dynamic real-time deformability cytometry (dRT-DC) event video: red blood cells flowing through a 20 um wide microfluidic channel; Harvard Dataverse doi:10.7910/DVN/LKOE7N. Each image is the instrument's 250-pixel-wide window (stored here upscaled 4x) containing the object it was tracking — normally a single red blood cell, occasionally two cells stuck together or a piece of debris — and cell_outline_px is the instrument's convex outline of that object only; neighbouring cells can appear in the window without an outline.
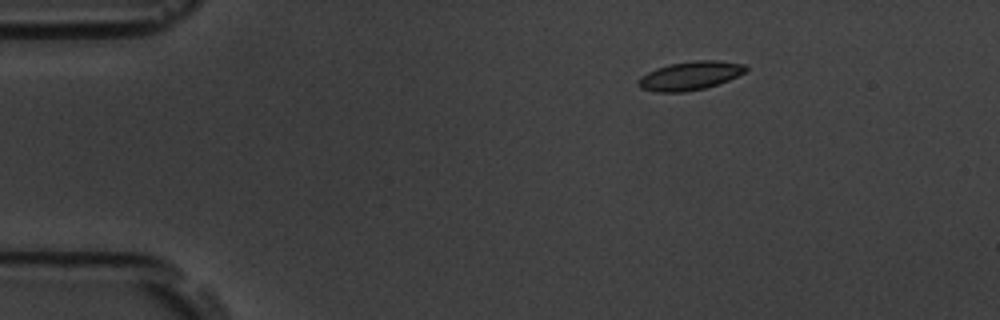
{"species": "common noctule bat (a hibernating species)", "species_latin": "Nyctalus noctula", "temperature_condition": "room temperature", "stored_images_in_passage": 48, "camera_frame_rate_fps": 3000, "um_per_image_px": 0.085, "animal": {"sex": "male", "body_mass_g": 19.5, "forearm_length_mm": 54.6}, "frame": {"image": 1, "passage_image": 1, "time_ms": 0.0, "image_size_px": [1000, 320], "cell_outline_px": [[748, 68], [744, 72], [728, 80], [704, 88], [684, 92], [656, 92], [640, 88], [636, 84], [636, 80], [640, 76], [656, 68], [668, 64], [692, 60], [716, 60], [744, 64]], "centroid_in_image_um": [58.59, 6.43], "position_along_channel_um": 26.4, "area_um2": 17.98}}
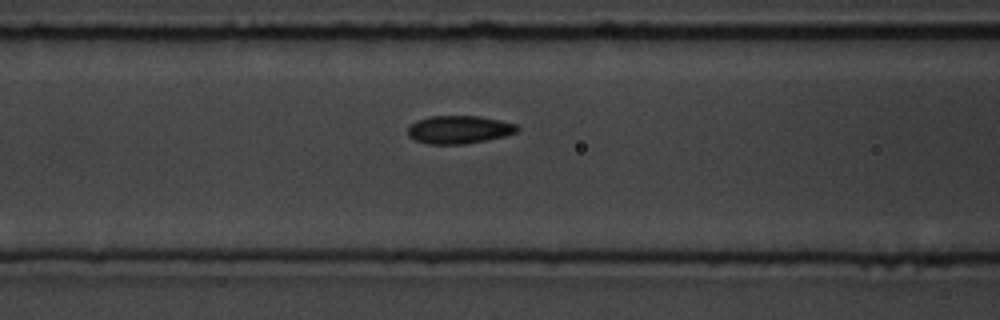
{"frame": {"image": 2, "passage_image": 15, "time_ms": 4.667, "image_size_px": [1000, 320], "cell_outline_px": [[520, 128], [516, 132], [504, 136], [464, 144], [428, 144], [416, 140], [408, 136], [408, 128], [416, 120], [428, 116], [480, 116], [500, 120], [516, 124]], "centroid_in_image_um": [39.01, 11.01], "position_along_channel_um": 127.6, "area_um2": 17.8}}
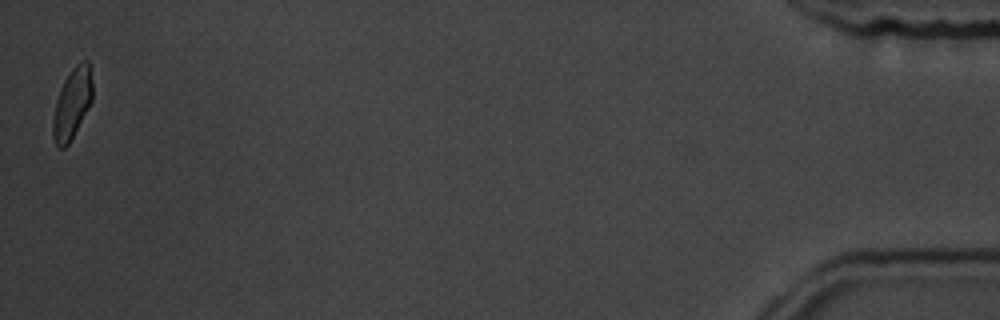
{"frame": {"image": 3, "passage_image": 48, "time_ms": 15.667, "image_size_px": [1000, 320], "cell_outline_px": [[92, 100], [88, 108], [68, 144], [64, 148], [60, 148], [56, 144], [52, 136], [52, 120], [56, 100], [60, 88], [64, 80], [72, 68], [76, 64], [84, 60], [88, 60], [92, 84]], "centroid_in_image_um": [6.11, 8.79], "position_along_channel_um": 429.1, "area_um2": 16.07}, "authors_computed_cell_mechanics": {"area_um2": 17.8602, "velocity_mm_per_s": 3.6115, "shape_relaxation_time_tau1_ms": null, "shape_relaxation_time_tau2_ms": 1.6917, "deformation_change_tau1": null, "deformation_change_tau2": 0.0602}}